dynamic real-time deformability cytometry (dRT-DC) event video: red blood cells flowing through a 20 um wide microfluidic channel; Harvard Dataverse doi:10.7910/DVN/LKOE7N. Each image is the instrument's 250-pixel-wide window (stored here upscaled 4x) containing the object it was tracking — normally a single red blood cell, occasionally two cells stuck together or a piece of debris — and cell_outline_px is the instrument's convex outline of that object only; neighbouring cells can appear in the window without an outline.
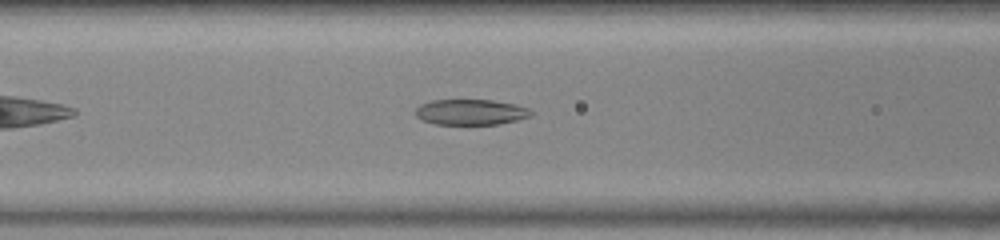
{"species": "common noctule bat (a hibernating species)", "species_latin": "Nyctalus noctula", "temperature_condition": "warm", "stored_images_in_passage": 40, "camera_frame_rate_fps": 3000, "um_per_image_px": 0.085, "animal": {"sex": "female", "body_mass_g": 23.0, "forearm_length_mm": 53.4}, "frame": {"image": 1, "passage_image": 10, "time_ms": 3.0, "image_size_px": [1000, 240], "cell_outline_px": [[532, 112], [528, 116], [516, 120], [500, 124], [436, 124], [424, 120], [416, 116], [416, 108], [420, 104], [432, 100], [492, 100], [512, 104], [528, 108]], "centroid_in_image_um": [39.98, 9.52], "position_along_channel_um": 126.6, "area_um2": 16.94}}
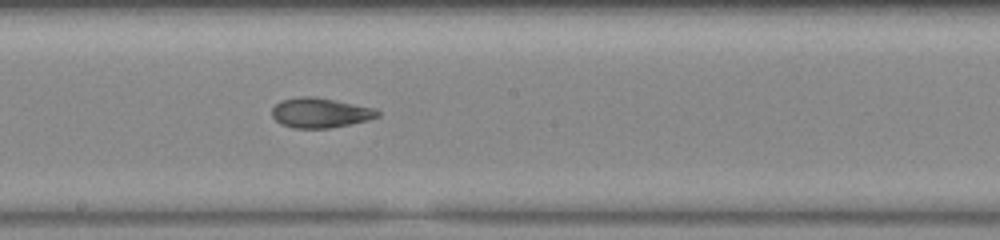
{"frame": {"image": 2, "passage_image": 17, "time_ms": 5.333, "image_size_px": [1000, 240], "cell_outline_px": [[380, 116], [368, 120], [328, 128], [292, 128], [280, 124], [272, 116], [272, 108], [280, 100], [300, 96], [312, 96], [376, 108], [380, 112]], "centroid_in_image_um": [27.2, 9.58], "position_along_channel_um": 221.0, "area_um2": 18.38}}
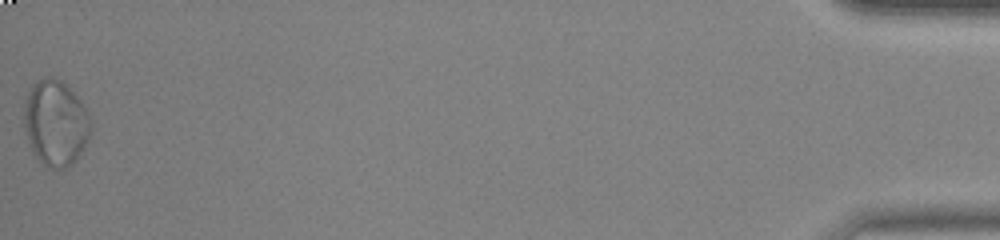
{"frame": {"image": 3, "passage_image": 40, "time_ms": 13.0, "image_size_px": [1000, 240], "cell_outline_px": [[92, 128], [80, 152], [72, 164], [64, 168], [44, 168], [32, 152], [24, 124], [24, 100], [32, 84], [48, 76], [52, 76], [60, 80], [80, 100], [88, 112], [92, 124]], "centroid_in_image_um": [4.7, 10.46], "position_along_channel_um": 430.5, "area_um2": 33.18}, "authors_computed_cell_mechanics": {"area_um2": 19.6231, "velocity_mm_per_s": 4.0584, "shape_relaxation_time_tau1_ms": null, "shape_relaxation_time_tau2_ms": 2.3631, "deformation_change_tau1": null, "deformation_change_tau2": 0.0904}}